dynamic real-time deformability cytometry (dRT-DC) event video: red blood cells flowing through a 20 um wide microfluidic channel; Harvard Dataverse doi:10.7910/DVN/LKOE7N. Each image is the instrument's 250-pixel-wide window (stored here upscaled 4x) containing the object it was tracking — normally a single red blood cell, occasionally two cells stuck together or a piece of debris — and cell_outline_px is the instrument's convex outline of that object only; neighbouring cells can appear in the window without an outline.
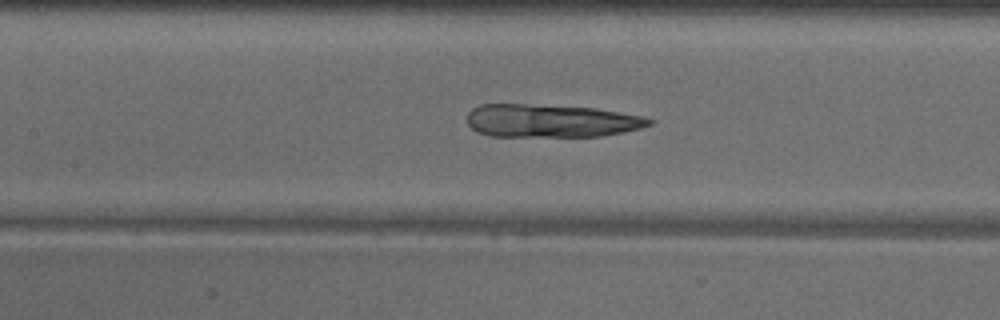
{"species": "common noctule bat (a hibernating species)", "species_latin": "Nyctalus noctula", "temperature_condition": "warm", "stored_images_in_passage": 48, "camera_frame_rate_fps": 3000, "um_per_image_px": 0.085, "animal": {"sex": "male", "body_mass_g": 18.8}, "frame": {"image": 1, "passage_image": 21, "time_ms": 6.667, "image_size_px": [1000, 320], "cell_outline_px": [[656, 120], [652, 124], [640, 128], [600, 136], [492, 136], [480, 132], [472, 128], [468, 124], [468, 112], [472, 108], [480, 104], [524, 104], [596, 108], [644, 116]], "centroid_in_image_um": [46.85, 10.26], "position_along_channel_um": 160.6, "area_um2": 34.91}}